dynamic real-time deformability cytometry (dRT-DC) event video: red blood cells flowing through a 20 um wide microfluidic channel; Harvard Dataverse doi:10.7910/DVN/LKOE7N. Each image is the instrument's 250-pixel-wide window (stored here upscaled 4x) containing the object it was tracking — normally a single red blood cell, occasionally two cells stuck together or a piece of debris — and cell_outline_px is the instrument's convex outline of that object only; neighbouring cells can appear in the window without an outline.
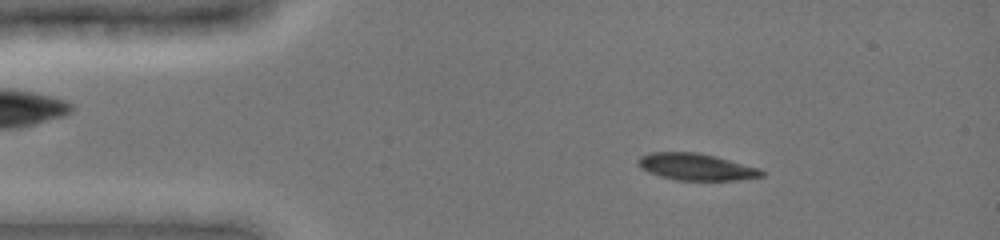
{"species": "common noctule bat (a hibernating species)", "species_latin": "Nyctalus noctula", "temperature_condition": "cold", "stored_images_in_passage": 45, "camera_frame_rate_fps": 3000, "um_per_image_px": 0.085, "animal": {"sex": "female", "body_mass_g": 19.0, "forearm_length_mm": 51.5}, "frame": {"image": 1, "passage_image": 7, "time_ms": 2.0, "image_size_px": [1000, 240], "cell_outline_px": [[764, 176], [736, 180], [676, 180], [660, 176], [648, 172], [640, 168], [636, 164], [636, 160], [640, 156], [648, 152], [696, 152], [716, 156], [760, 168], [764, 172]], "centroid_in_image_um": [59.13, 14.17], "position_along_channel_um": 25.9, "area_um2": 19.48}}
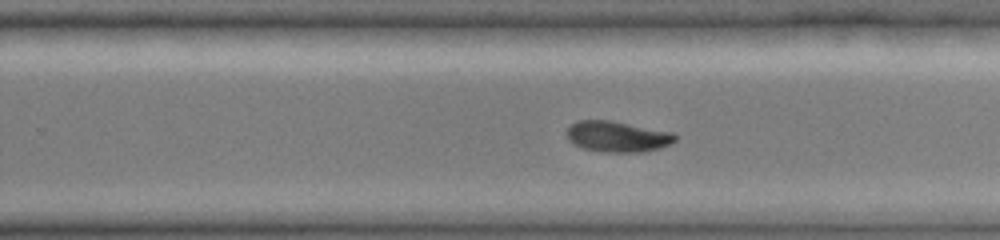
{"frame": {"image": 2, "passage_image": 29, "time_ms": 9.667, "image_size_px": [1000, 240], "cell_outline_px": [[676, 140], [672, 144], [660, 148], [644, 152], [604, 152], [584, 148], [572, 144], [568, 140], [568, 128], [576, 120], [612, 120], [676, 132]], "centroid_in_image_um": [52.54, 11.6], "position_along_channel_um": 277.3, "area_um2": 19.83}}
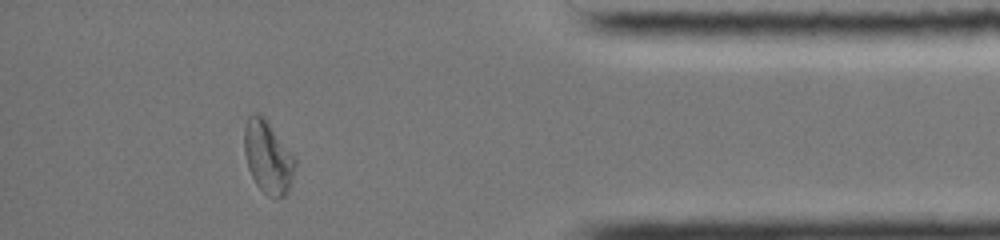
{"frame": {"image": 3, "passage_image": 41, "time_ms": 13.667, "image_size_px": [1000, 240], "cell_outline_px": [[296, 164], [288, 192], [284, 196], [276, 200], [268, 196], [256, 184], [248, 168], [244, 152], [244, 128], [248, 116], [256, 112], [264, 116], [296, 160]], "centroid_in_image_um": [22.76, 13.37], "position_along_channel_um": 412.4, "area_um2": 21.44}, "authors_computed_cell_mechanics": {"area_um2": 20.4612, "velocity_mm_per_s": 3.9642, "shape_relaxation_time_tau1_ms": 2.8566, "shape_relaxation_time_tau2_ms": null, "deformation_change_tau1": 0.1063, "deformation_change_tau2": null}}